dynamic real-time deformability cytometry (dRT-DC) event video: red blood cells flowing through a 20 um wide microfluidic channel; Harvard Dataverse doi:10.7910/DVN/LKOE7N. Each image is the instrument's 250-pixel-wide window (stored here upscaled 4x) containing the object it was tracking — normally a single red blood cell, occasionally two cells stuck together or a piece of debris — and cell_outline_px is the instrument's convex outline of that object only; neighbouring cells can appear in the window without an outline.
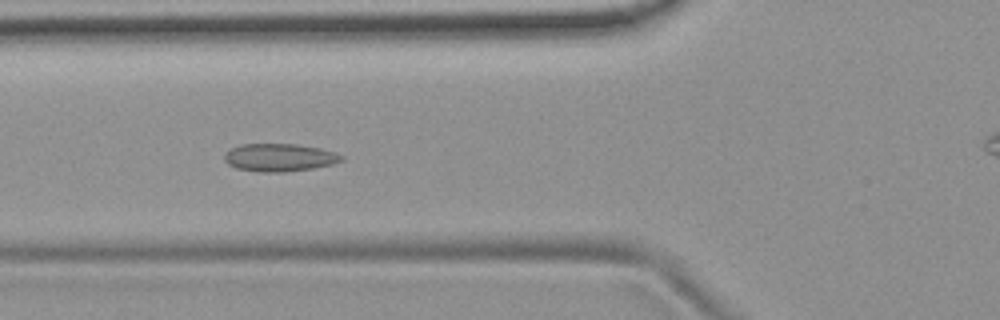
{"species": "common noctule bat (a hibernating species)", "species_latin": "Nyctalus noctula", "temperature_condition": "room temperature", "stored_images_in_passage": 53, "camera_frame_rate_fps": 3000, "um_per_image_px": 0.085, "animal": {"sex": "female", "body_mass_g": 19.9}, "frame": {"image": 1, "passage_image": 19, "time_ms": 6.0, "image_size_px": [1000, 320], "cell_outline_px": [[344, 160], [332, 164], [312, 168], [284, 172], [260, 172], [236, 168], [228, 164], [224, 160], [224, 152], [240, 144], [296, 144], [320, 148], [336, 152], [344, 156]], "centroid_in_image_um": [23.75, 13.38], "position_along_channel_um": 102.1, "area_um2": 19.07}}
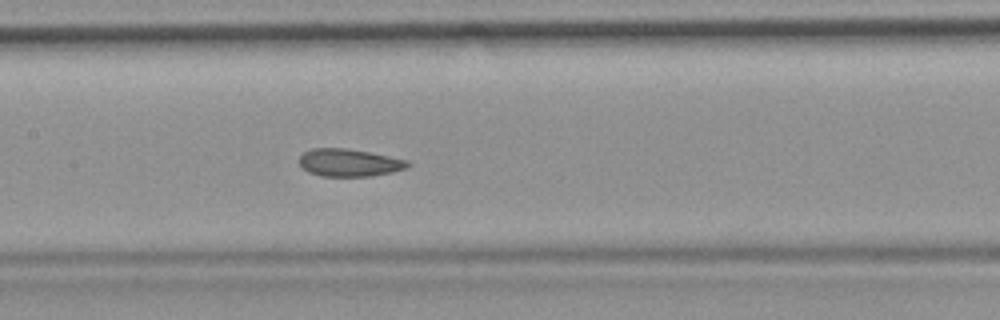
{"frame": {"image": 2, "passage_image": 25, "time_ms": 8.0, "image_size_px": [1000, 320], "cell_outline_px": [[412, 164], [404, 168], [392, 172], [368, 176], [320, 176], [308, 172], [300, 164], [300, 156], [304, 152], [312, 148], [344, 148], [368, 152], [408, 160]], "centroid_in_image_um": [29.67, 13.82], "position_along_channel_um": 177.7, "area_um2": 17.22}}
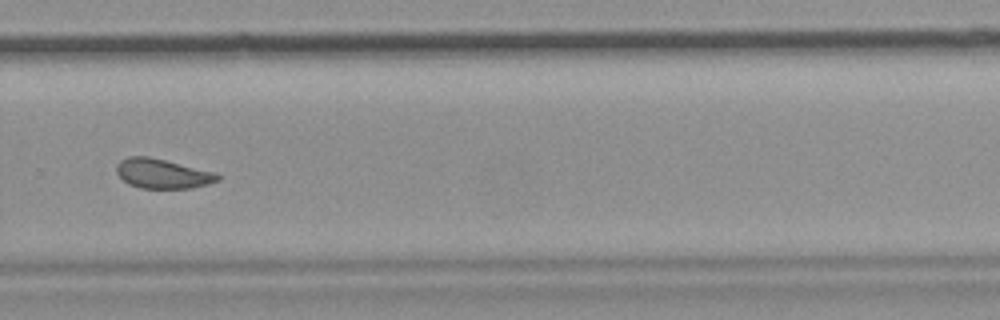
{"frame": {"image": 3, "passage_image": 36, "time_ms": 11.667, "image_size_px": [1000, 320], "cell_outline_px": [[220, 180], [208, 184], [192, 188], [140, 188], [128, 184], [116, 172], [116, 164], [120, 160], [128, 156], [148, 156], [216, 172], [220, 176]], "centroid_in_image_um": [13.81, 14.76], "position_along_channel_um": 316.0, "area_um2": 17.51}, "authors_computed_cell_mechanics": {"area_um2": 18.3226, "velocity_mm_per_s": 3.7816, "shape_relaxation_time_tau1_ms": null, "shape_relaxation_time_tau2_ms": 1.2629, "deformation_change_tau1": null, "deformation_change_tau2": 0.0564}}